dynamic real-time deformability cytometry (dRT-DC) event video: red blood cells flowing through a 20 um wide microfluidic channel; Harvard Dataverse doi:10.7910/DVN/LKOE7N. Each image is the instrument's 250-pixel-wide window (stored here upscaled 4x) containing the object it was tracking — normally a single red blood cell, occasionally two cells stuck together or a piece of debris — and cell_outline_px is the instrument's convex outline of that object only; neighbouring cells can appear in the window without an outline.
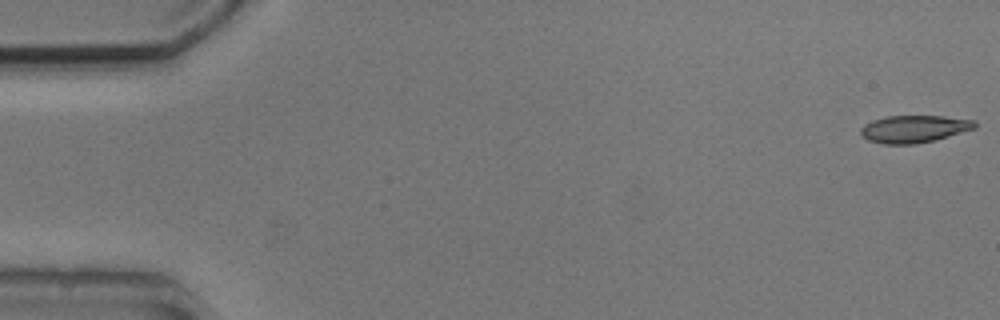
{"species": "common noctule bat (a hibernating species)", "species_latin": "Nyctalus noctula", "temperature_condition": "cold", "stored_images_in_passage": 5, "camera_frame_rate_fps": 3000, "um_per_image_px": 0.085, "animal": {"sex": "male", "body_mass_g": 20.5, "forearm_length_mm": 52.5}, "frame": {"image": 1, "passage_image": 1, "time_ms": 0.0, "image_size_px": [1000, 320], "cell_outline_px": [[976, 128], [948, 136], [916, 144], [884, 144], [868, 140], [860, 132], [860, 128], [864, 124], [872, 120], [884, 116], [944, 116], [976, 120]], "centroid_in_image_um": [77.68, 10.95], "position_along_channel_um": 7.3, "area_um2": 18.15}}
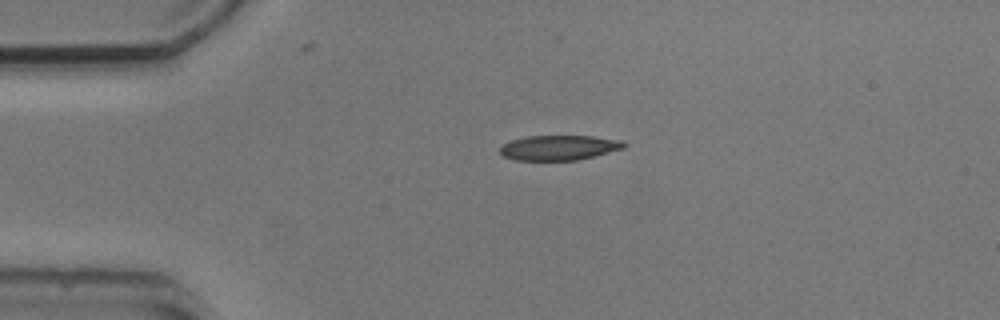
{"frame": {"image": 2, "passage_image": 4, "time_ms": 3.667, "image_size_px": [1000, 320], "cell_outline_px": [[628, 144], [624, 148], [576, 160], [516, 160], [504, 156], [500, 152], [500, 144], [512, 140], [528, 136], [592, 136], [624, 140]], "centroid_in_image_um": [47.52, 12.54], "position_along_channel_um": 37.5, "area_um2": 17.98}}